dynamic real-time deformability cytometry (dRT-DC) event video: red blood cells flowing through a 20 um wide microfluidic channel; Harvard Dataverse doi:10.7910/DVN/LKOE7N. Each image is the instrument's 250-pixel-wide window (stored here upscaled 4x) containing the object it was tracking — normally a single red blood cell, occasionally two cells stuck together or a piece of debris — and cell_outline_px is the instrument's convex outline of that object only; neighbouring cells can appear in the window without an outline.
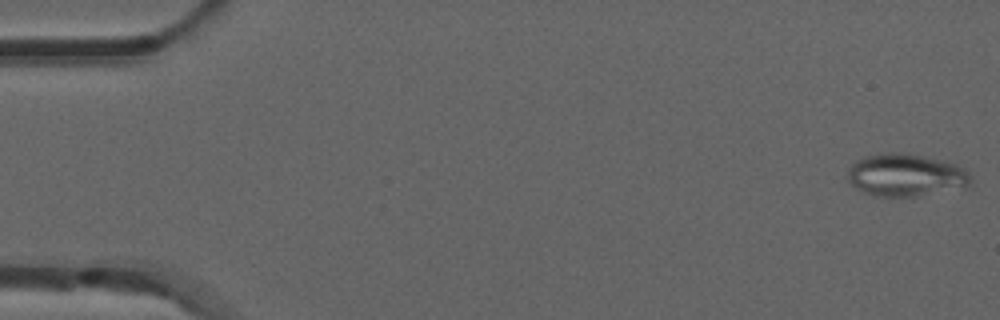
{"species": "common noctule bat (a hibernating species)", "species_latin": "Nyctalus noctula", "temperature_condition": "room temperature", "stored_images_in_passage": 53, "camera_frame_rate_fps": 3000, "um_per_image_px": 0.085, "animal": {"sex": "male", "forearm_length_mm": 52.5}, "frame": {"image": 1, "passage_image": 1, "time_ms": 0.0, "image_size_px": [1000, 320], "cell_outline_px": [[972, 180], [964, 188], [916, 196], [872, 196], [856, 188], [848, 180], [848, 168], [856, 160], [864, 156], [888, 152], [896, 152], [920, 156], [940, 160], [956, 164], [964, 168], [972, 176]], "centroid_in_image_um": [76.99, 14.89], "position_along_channel_um": 8.0, "area_um2": 30.46}}
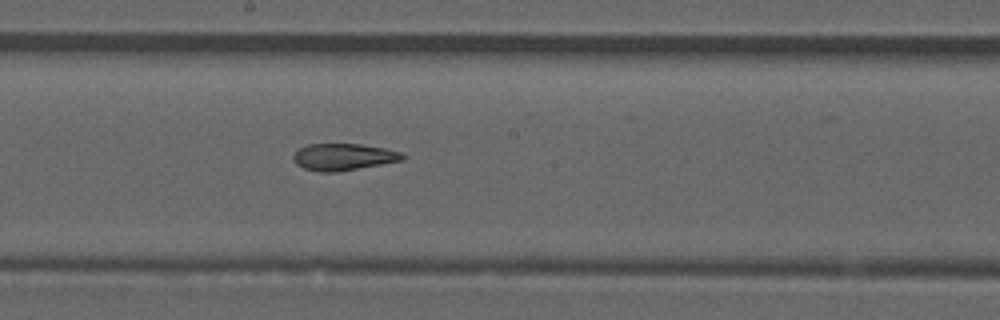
{"frame": {"image": 2, "passage_image": 28, "time_ms": 9.0, "image_size_px": [1000, 320], "cell_outline_px": [[408, 156], [404, 160], [336, 172], [320, 172], [304, 168], [296, 164], [292, 160], [292, 156], [300, 148], [308, 144], [360, 144], [384, 148], [404, 152]], "centroid_in_image_um": [29.23, 13.33], "position_along_channel_um": 219.0, "area_um2": 17.17}}
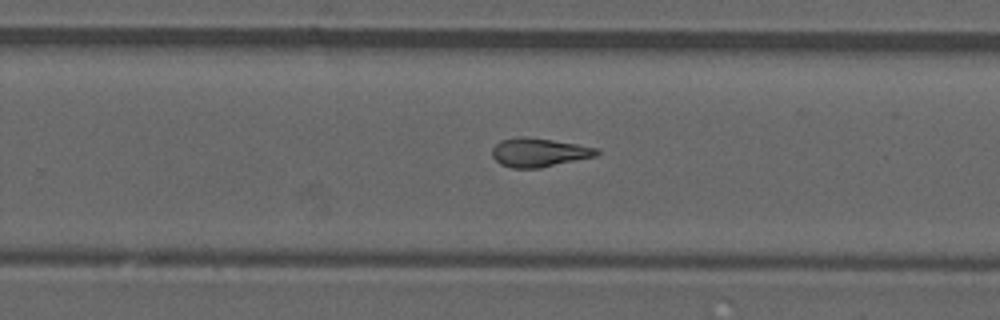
{"frame": {"image": 3, "passage_image": 33, "time_ms": 10.667, "image_size_px": [1000, 320], "cell_outline_px": [[600, 152], [596, 156], [540, 168], [512, 168], [500, 164], [492, 156], [492, 148], [500, 140], [524, 136], [552, 140], [576, 144], [596, 148]], "centroid_in_image_um": [45.78, 12.96], "position_along_channel_um": 284.0, "area_um2": 17.4}, "authors_computed_cell_mechanics": {"area_um2": 17.7446, "velocity_mm_per_s": 3.9228, "shape_relaxation_time_tau1_ms": null, "shape_relaxation_time_tau2_ms": 3.0614, "deformation_change_tau1": null, "deformation_change_tau2": 0.1151}}